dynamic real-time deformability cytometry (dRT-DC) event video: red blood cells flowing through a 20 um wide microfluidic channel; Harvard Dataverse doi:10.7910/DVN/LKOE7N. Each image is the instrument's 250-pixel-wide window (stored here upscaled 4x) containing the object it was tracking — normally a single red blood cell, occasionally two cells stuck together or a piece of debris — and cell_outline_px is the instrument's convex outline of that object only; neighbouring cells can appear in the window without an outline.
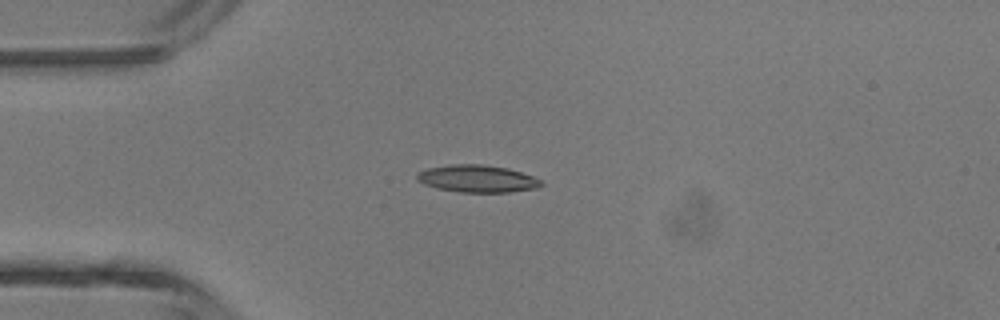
{"species": "common noctule bat (a hibernating species)", "species_latin": "Nyctalus noctula", "temperature_condition": "room temperature", "stored_images_in_passage": 4, "camera_frame_rate_fps": 3000, "um_per_image_px": 0.085, "animal": {"sex": "male", "body_mass_g": 13.3}, "frame": {"image": 1, "passage_image": 3, "time_ms": 2.333, "image_size_px": [1000, 320], "cell_outline_px": [[544, 184], [536, 188], [508, 192], [460, 192], [436, 188], [424, 184], [416, 180], [416, 172], [428, 168], [452, 164], [480, 164], [508, 168], [532, 176], [540, 180]], "centroid_in_image_um": [40.52, 15.18], "position_along_channel_um": 44.5, "area_um2": 19.71}}